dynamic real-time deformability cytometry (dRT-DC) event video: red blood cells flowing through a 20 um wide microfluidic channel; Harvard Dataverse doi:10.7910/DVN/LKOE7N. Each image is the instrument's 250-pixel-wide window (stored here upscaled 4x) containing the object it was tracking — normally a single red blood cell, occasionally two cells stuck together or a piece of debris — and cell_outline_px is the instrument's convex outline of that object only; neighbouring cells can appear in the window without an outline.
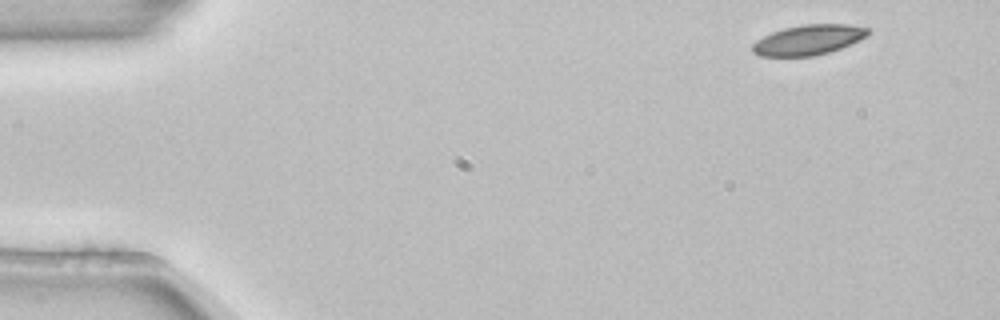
{"species": "common noctule bat (a hibernating species)", "species_latin": "Nyctalus noctula", "temperature_condition": "room temperature", "stored_images_in_passage": 3, "camera_frame_rate_fps": 3000, "um_per_image_px": 0.085, "animal": {"sex": "female", "body_mass_g": 22.7, "forearm_length_mm": 54.2}, "frame": {"image": 1, "passage_image": 1, "time_ms": 0.0, "image_size_px": [1000, 320], "cell_outline_px": [[872, 32], [868, 36], [840, 48], [828, 52], [812, 56], [760, 56], [752, 52], [752, 44], [756, 40], [772, 32], [784, 28], [804, 24], [848, 24], [868, 28]], "centroid_in_image_um": [68.72, 3.38], "position_along_channel_um": 16.3, "area_um2": 20.23}}